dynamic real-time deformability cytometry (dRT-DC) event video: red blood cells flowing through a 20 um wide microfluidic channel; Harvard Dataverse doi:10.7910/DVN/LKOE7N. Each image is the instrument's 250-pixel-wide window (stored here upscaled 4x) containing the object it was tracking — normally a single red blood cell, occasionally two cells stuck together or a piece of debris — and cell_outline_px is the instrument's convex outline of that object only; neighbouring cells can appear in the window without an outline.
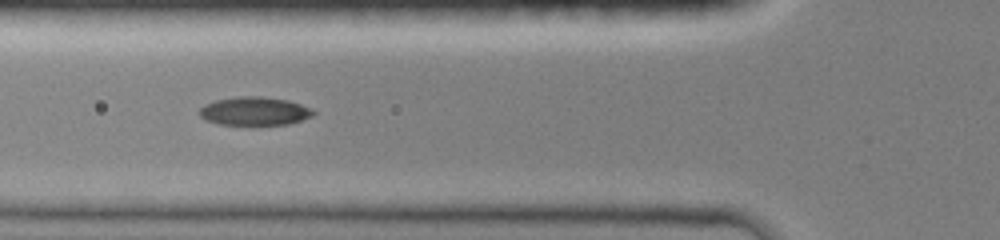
{"species": "common noctule bat (a hibernating species)", "species_latin": "Nyctalus noctula", "temperature_condition": "room temperature", "stored_images_in_passage": 10, "camera_frame_rate_fps": 3000, "um_per_image_px": 0.085, "animal": {"sex": "female", "body_mass_g": 19.0, "forearm_length_mm": 51.5}, "frame": {"image": 1, "passage_image": 4, "time_ms": 2.0, "image_size_px": [1000, 240], "cell_outline_px": [[316, 112], [312, 116], [288, 124], [220, 124], [204, 120], [200, 116], [200, 108], [204, 104], [216, 100], [236, 96], [260, 96], [288, 100], [312, 108]], "centroid_in_image_um": [21.62, 9.43], "position_along_channel_um": 104.2, "area_um2": 18.79}}
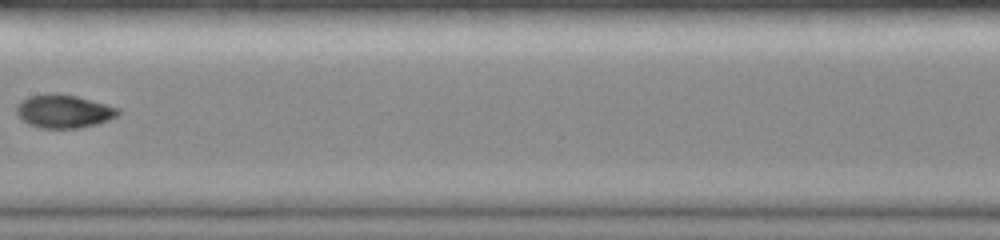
{"frame": {"image": 2, "passage_image": 7, "time_ms": 4.333, "image_size_px": [1000, 240], "cell_outline_px": [[120, 112], [116, 116], [108, 120], [96, 124], [80, 128], [40, 128], [28, 124], [20, 120], [16, 116], [16, 108], [20, 100], [28, 96], [56, 92], [76, 96], [120, 108]], "centroid_in_image_um": [5.36, 9.46], "position_along_channel_um": 202.0, "area_um2": 19.94}}
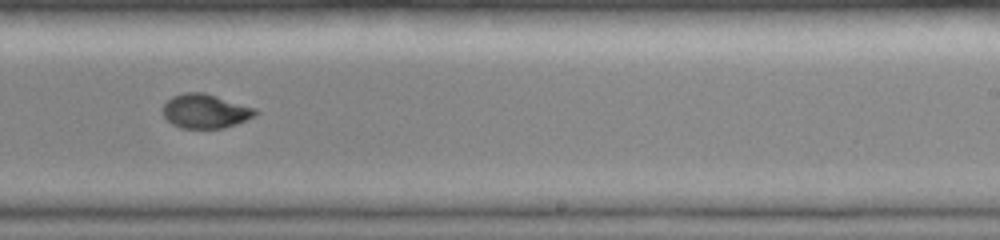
{"frame": {"image": 3, "passage_image": 9, "time_ms": 6.0, "image_size_px": [1000, 240], "cell_outline_px": [[260, 112], [256, 116], [236, 124], [224, 128], [180, 128], [172, 124], [164, 116], [164, 104], [172, 96], [184, 92], [204, 92], [256, 108]], "centroid_in_image_um": [17.49, 9.44], "position_along_channel_um": 271.5, "area_um2": 18.5}}